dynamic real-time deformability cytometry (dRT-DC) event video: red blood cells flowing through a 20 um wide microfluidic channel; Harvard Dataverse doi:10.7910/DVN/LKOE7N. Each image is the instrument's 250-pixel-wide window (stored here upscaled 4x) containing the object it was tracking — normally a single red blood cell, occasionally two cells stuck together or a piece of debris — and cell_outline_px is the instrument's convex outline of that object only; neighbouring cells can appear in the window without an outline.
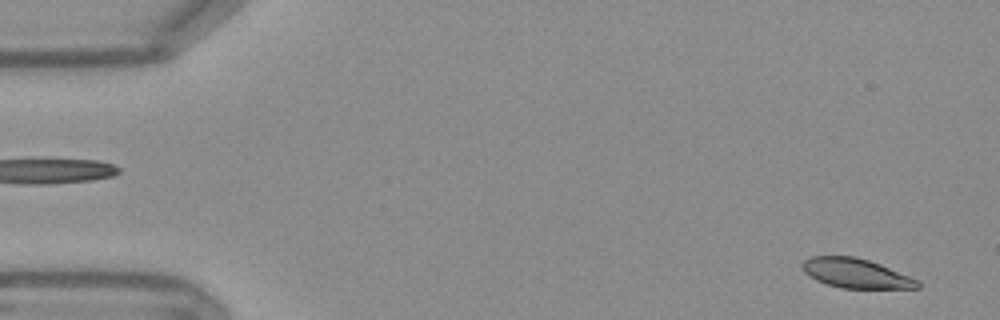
{"species": "Egyptian fruit bat (a non-hibernating species)", "species_latin": "Rousettus aegyptiacus", "temperature_condition": "warm", "stored_images_in_passage": 53, "camera_frame_rate_fps": 3000, "um_per_image_px": 0.085, "frame": {"image": 1, "passage_image": 2, "time_ms": 0.333, "image_size_px": [1000, 320], "cell_outline_px": [[920, 288], [840, 288], [816, 280], [804, 272], [800, 268], [800, 264], [804, 260], [812, 256], [856, 256], [880, 264], [920, 280]], "centroid_in_image_um": [72.74, 23.22], "position_along_channel_um": 12.3, "area_um2": 19.88}}
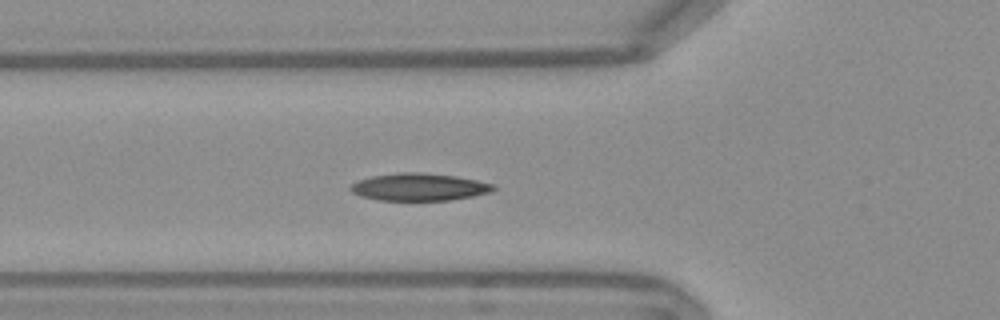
{"frame": {"image": 2, "passage_image": 18, "time_ms": 5.667, "image_size_px": [1000, 320], "cell_outline_px": [[496, 188], [488, 192], [472, 196], [452, 200], [380, 200], [360, 196], [352, 192], [348, 188], [352, 184], [360, 180], [372, 176], [400, 172], [420, 172], [456, 176], [496, 184]], "centroid_in_image_um": [35.63, 15.89], "position_along_channel_um": 90.2, "area_um2": 22.72}}
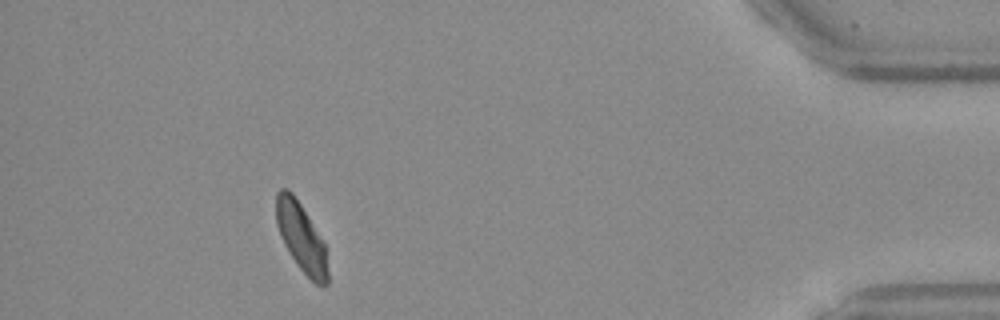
{"frame": {"image": 3, "passage_image": 48, "time_ms": 15.667, "image_size_px": [1000, 320], "cell_outline_px": [[328, 284], [324, 288], [316, 284], [296, 264], [284, 244], [280, 236], [276, 224], [276, 192], [280, 188], [288, 188], [292, 192], [300, 204], [324, 244], [328, 272]], "centroid_in_image_um": [25.58, 20.18], "position_along_channel_um": 409.6, "area_um2": 20.4}, "authors_computed_cell_mechanics": {"area_um2": 21.5594, "velocity_mm_per_s": 3.7655, "shape_relaxation_time_tau1_ms": 4.8595, "shape_relaxation_time_tau2_ms": 1.9264, "deformation_change_tau1": 0.1417, "deformation_change_tau2": 0.0635}}